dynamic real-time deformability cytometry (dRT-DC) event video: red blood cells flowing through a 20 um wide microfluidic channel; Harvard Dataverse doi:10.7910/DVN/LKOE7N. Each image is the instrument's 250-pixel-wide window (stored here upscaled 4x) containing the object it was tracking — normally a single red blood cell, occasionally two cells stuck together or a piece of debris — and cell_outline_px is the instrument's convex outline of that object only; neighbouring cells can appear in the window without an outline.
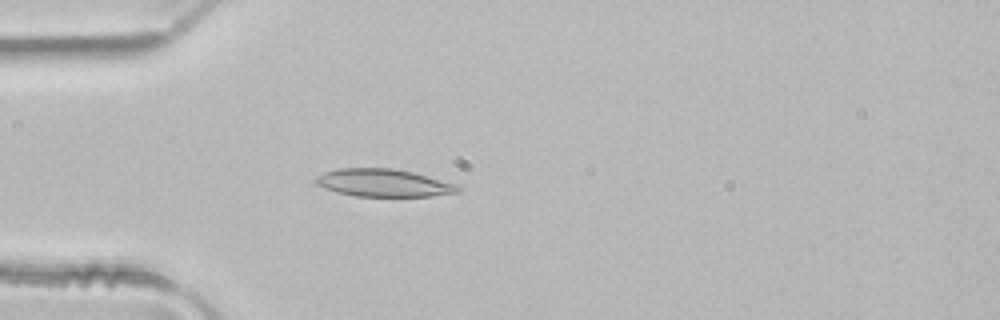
{"species": "common noctule bat (a hibernating species)", "species_latin": "Nyctalus noctula", "temperature_condition": "room temperature", "stored_images_in_passage": 3, "camera_frame_rate_fps": 3000, "um_per_image_px": 0.085, "animal": {"sex": "male", "body_mass_g": 21.5, "forearm_length_mm": 52.0}, "frame": {"image": 1, "passage_image": 3, "time_ms": 0.667, "image_size_px": [1000, 320], "cell_outline_px": [[460, 192], [432, 196], [356, 196], [336, 192], [324, 188], [316, 184], [316, 176], [324, 172], [340, 168], [392, 168], [412, 172], [460, 184]], "centroid_in_image_um": [32.64, 15.54], "position_along_channel_um": 52.4, "area_um2": 23.0}}